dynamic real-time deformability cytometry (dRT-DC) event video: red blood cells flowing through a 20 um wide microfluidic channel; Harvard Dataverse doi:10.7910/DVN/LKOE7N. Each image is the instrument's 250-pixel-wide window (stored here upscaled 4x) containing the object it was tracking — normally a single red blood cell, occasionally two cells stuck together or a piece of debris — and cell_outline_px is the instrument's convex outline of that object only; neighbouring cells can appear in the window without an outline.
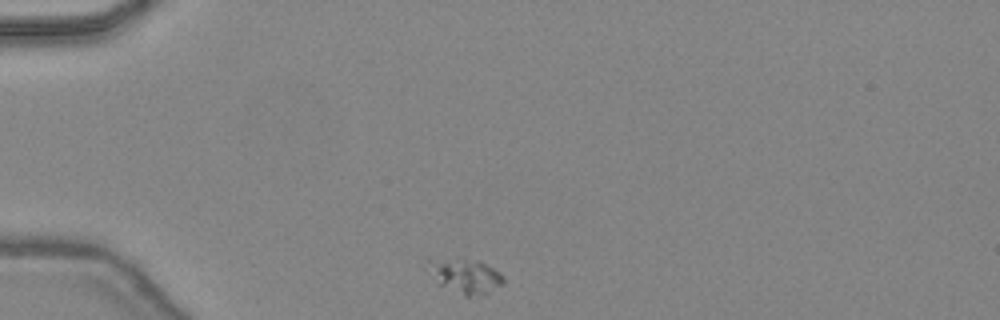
{"species": "common noctule bat (a hibernating species)", "species_latin": "Nyctalus noctula", "temperature_condition": "warm", "stored_images_in_passage": 35, "camera_frame_rate_fps": 3000, "um_per_image_px": 0.085, "animal": {"sex": "female", "body_mass_g": 24.6, "forearm_length_mm": 56.2}, "frame": {"image": 1, "passage_image": 1, "time_ms": 0.0, "image_size_px": [1000, 320], "cell_outline_px": [[504, 284], [488, 292], [468, 296], [464, 296], [436, 284], [420, 264], [424, 256], [480, 260], [500, 272], [504, 276]], "centroid_in_image_um": [39.34, 23.37], "position_along_channel_um": 45.7, "area_um2": 16.42}}
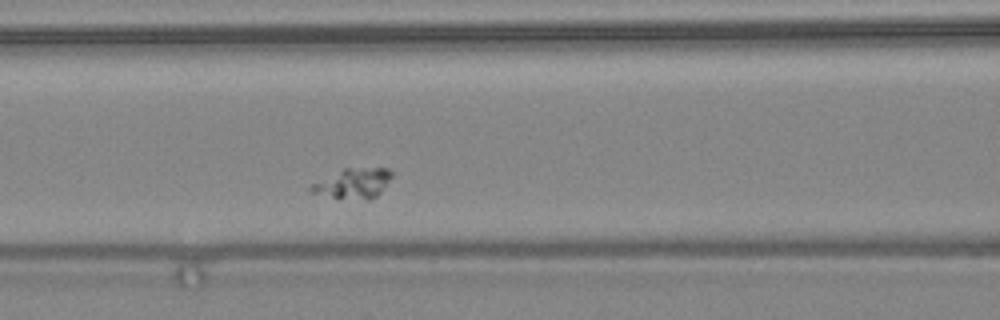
{"frame": {"image": 2, "passage_image": 10, "time_ms": 3.0, "image_size_px": [1000, 320], "cell_outline_px": [[392, 176], [380, 192], [376, 196], [368, 200], [332, 196], [312, 192], [308, 188], [312, 184], [344, 168], [388, 168], [392, 172]], "centroid_in_image_um": [30.06, 15.57], "position_along_channel_um": 136.5, "area_um2": 13.64}}
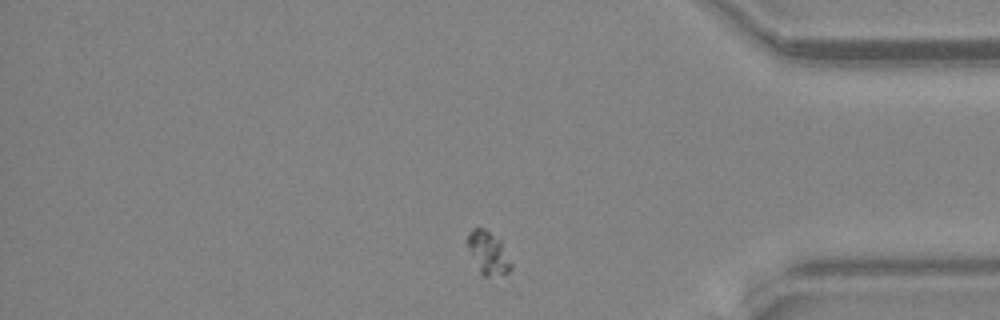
{"frame": {"image": 3, "passage_image": 30, "time_ms": 9.667, "image_size_px": [1000, 320], "cell_outline_px": [[512, 268], [508, 272], [488, 276], [484, 276], [480, 272], [468, 248], [468, 232], [472, 228], [484, 228], [500, 236], [512, 264]], "centroid_in_image_um": [41.53, 21.43], "position_along_channel_um": 393.7, "area_um2": 10.92}}